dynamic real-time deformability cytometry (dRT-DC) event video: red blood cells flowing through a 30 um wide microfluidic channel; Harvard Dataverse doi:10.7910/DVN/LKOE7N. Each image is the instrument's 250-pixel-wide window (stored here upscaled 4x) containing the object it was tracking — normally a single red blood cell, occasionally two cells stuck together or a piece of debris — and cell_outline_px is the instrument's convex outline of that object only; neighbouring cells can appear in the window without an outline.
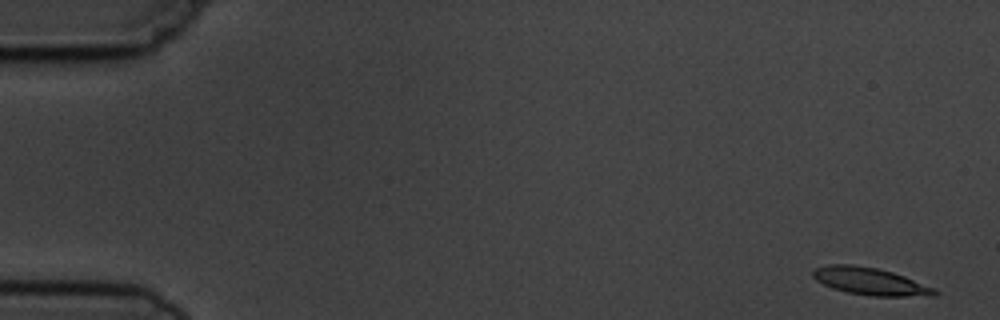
{"species": "common noctule bat (a hibernating species)", "species_latin": "Nyctalus noctula", "temperature_condition": "cold", "stored_images_in_passage": 4, "camera_frame_rate_fps": 3000, "um_per_image_px": 0.085, "animal": {"sex": "male", "body_mass_g": 19.5, "forearm_length_mm": 54.6}, "frame": {"image": 1, "passage_image": 1, "time_ms": 0.0, "image_size_px": [1000, 320], "cell_outline_px": [[940, 292], [936, 296], [872, 296], [848, 292], [832, 288], [816, 280], [812, 276], [812, 268], [828, 264], [852, 264], [876, 268], [892, 272], [904, 276], [936, 288]], "centroid_in_image_um": [73.97, 23.91], "position_along_channel_um": 11.0, "area_um2": 19.54}}
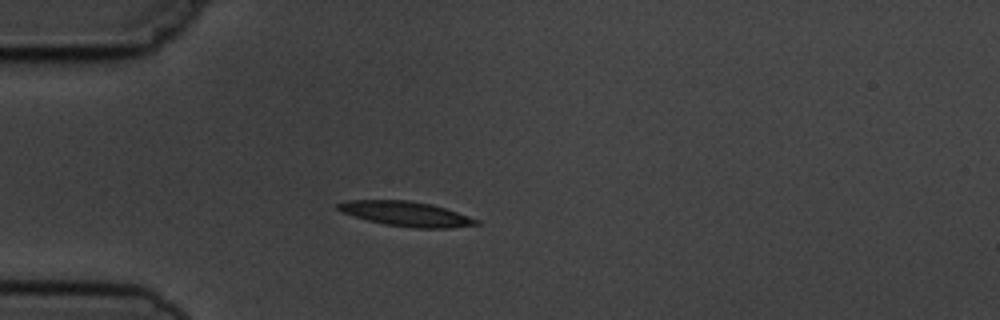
{"frame": {"image": 2, "passage_image": 4, "time_ms": 4.333, "image_size_px": [1000, 320], "cell_outline_px": [[480, 224], [452, 228], [416, 228], [384, 224], [368, 220], [340, 212], [336, 208], [336, 204], [348, 200], [408, 200], [432, 204], [480, 220]], "centroid_in_image_um": [34.51, 18.17], "position_along_channel_um": 50.5, "area_um2": 19.94}}